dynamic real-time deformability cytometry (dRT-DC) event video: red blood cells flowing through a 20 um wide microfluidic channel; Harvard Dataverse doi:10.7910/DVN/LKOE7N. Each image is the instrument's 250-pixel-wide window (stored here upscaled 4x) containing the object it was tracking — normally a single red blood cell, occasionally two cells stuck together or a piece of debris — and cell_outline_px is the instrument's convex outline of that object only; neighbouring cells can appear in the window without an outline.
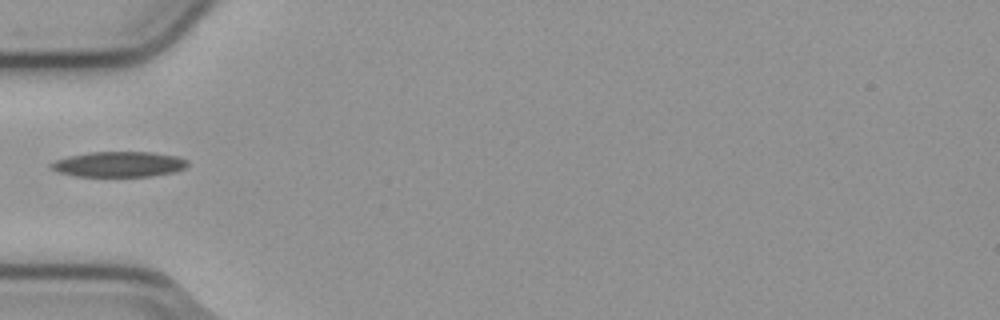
{"species": "common noctule bat (a hibernating species)", "species_latin": "Nyctalus noctula", "temperature_condition": "cold", "stored_images_in_passage": 37, "camera_frame_rate_fps": 3000, "um_per_image_px": 0.085, "animal": {"sex": "male", "body_mass_g": 23.1, "forearm_length_mm": 52.7}, "frame": {"image": 1, "passage_image": 1, "time_ms": 0.0, "image_size_px": [1000, 320], "cell_outline_px": [[188, 164], [184, 168], [172, 172], [148, 176], [76, 176], [56, 172], [48, 164], [56, 160], [68, 156], [92, 152], [152, 152], [176, 156], [188, 160]], "centroid_in_image_um": [10.08, 13.96], "position_along_channel_um": 74.9, "area_um2": 20.06}}
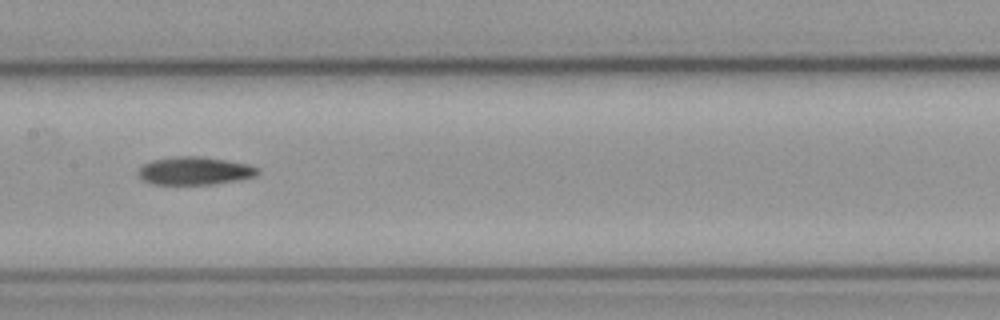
{"frame": {"image": 2, "passage_image": 10, "time_ms": 3.0, "image_size_px": [1000, 320], "cell_outline_px": [[260, 172], [256, 176], [236, 180], [212, 184], [152, 184], [140, 180], [136, 172], [144, 164], [152, 160], [172, 156], [204, 156], [248, 164], [256, 168]], "centroid_in_image_um": [16.49, 14.51], "position_along_channel_um": 190.9, "area_um2": 19.59}}
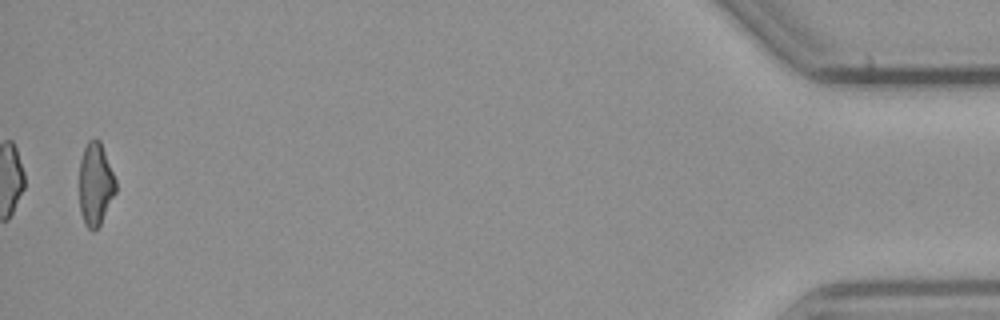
{"frame": {"image": 3, "passage_image": 36, "time_ms": 11.667, "image_size_px": [1000, 320], "cell_outline_px": [[116, 192], [100, 224], [92, 232], [84, 224], [80, 212], [80, 160], [84, 148], [88, 140], [100, 140], [116, 180]], "centroid_in_image_um": [8.11, 15.67], "position_along_channel_um": 427.1, "area_um2": 17.46}}